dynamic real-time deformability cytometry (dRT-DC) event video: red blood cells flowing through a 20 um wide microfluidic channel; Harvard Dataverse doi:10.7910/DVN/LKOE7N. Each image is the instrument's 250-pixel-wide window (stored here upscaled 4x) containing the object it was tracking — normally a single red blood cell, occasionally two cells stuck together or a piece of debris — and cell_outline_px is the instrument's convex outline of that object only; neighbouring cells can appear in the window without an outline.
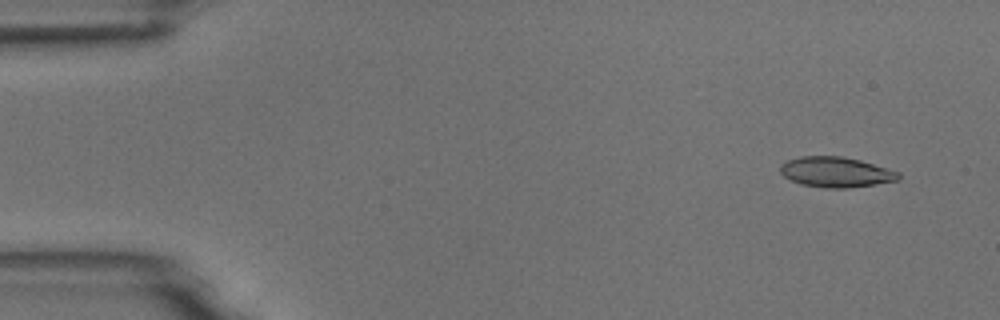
{"species": "common noctule bat (a hibernating species)", "species_latin": "Nyctalus noctula", "temperature_condition": "room temperature", "stored_images_in_passage": 7, "camera_frame_rate_fps": 3000, "um_per_image_px": 0.085, "animal": {"sex": "male", "body_mass_g": 18.8}, "frame": {"image": 1, "passage_image": 2, "time_ms": 1.0, "image_size_px": [1000, 320], "cell_outline_px": [[900, 180], [848, 188], [824, 188], [800, 184], [784, 176], [780, 172], [780, 164], [788, 160], [804, 156], [840, 156], [860, 160], [900, 172]], "centroid_in_image_um": [71.05, 14.63], "position_along_channel_um": 13.9, "area_um2": 20.81}}
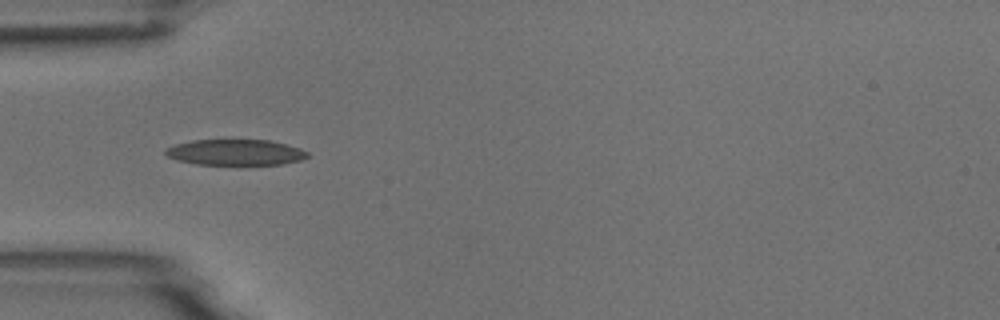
{"frame": {"image": 2, "passage_image": 5, "time_ms": 5.333, "image_size_px": [1000, 320], "cell_outline_px": [[308, 156], [300, 160], [284, 164], [196, 164], [176, 160], [168, 156], [164, 152], [164, 148], [176, 144], [192, 140], [268, 140], [300, 148], [308, 152]], "centroid_in_image_um": [19.98, 12.94], "position_along_channel_um": 65.0, "area_um2": 21.21}}